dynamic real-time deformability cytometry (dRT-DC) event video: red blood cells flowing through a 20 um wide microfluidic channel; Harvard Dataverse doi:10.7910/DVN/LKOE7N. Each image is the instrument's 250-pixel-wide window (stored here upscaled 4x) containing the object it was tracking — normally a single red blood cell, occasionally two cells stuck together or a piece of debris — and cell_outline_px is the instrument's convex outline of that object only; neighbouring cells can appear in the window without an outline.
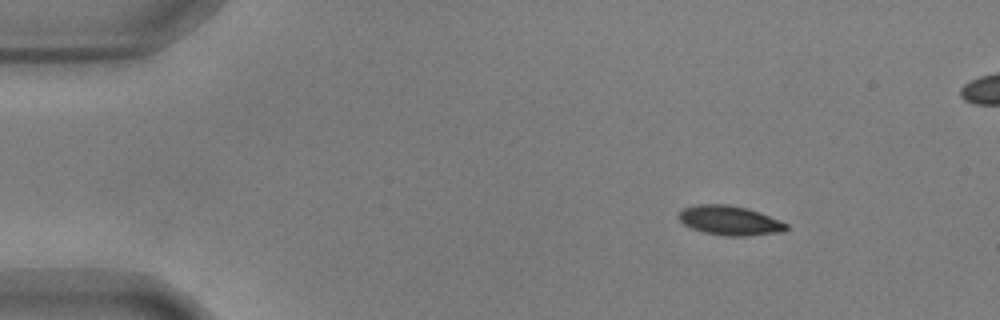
{"species": "common noctule bat (a hibernating species)", "species_latin": "Nyctalus noctula", "temperature_condition": "warm", "stored_images_in_passage": 50, "segment_of_instrument_passage": [1, 2], "camera_frame_rate_fps": 3000, "um_per_image_px": 0.085, "animal": {"sex": "male", "body_mass_g": 17.9, "forearm_length_mm": 54.2}, "frame": {"image": 1, "passage_image": 1, "time_ms": 0.0, "image_size_px": [1000, 320], "cell_outline_px": [[788, 228], [784, 232], [748, 236], [724, 236], [704, 232], [692, 228], [684, 224], [676, 216], [684, 208], [696, 204], [728, 204], [748, 208], [760, 212], [780, 220], [788, 224]], "centroid_in_image_um": [62.05, 18.74], "position_along_channel_um": 22.9, "area_um2": 18.67}}
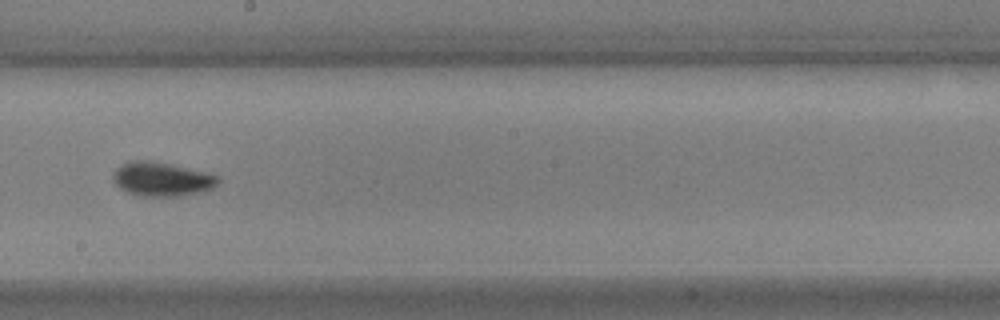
{"frame": {"image": 2, "passage_image": 25, "time_ms": 8.0, "image_size_px": [1000, 320], "cell_outline_px": [[220, 180], [212, 188], [204, 192], [180, 196], [144, 196], [128, 192], [120, 188], [112, 180], [112, 172], [116, 168], [132, 160], [152, 160], [172, 164], [220, 176]], "centroid_in_image_um": [13.75, 15.22], "position_along_channel_um": 234.4, "area_um2": 20.92}}
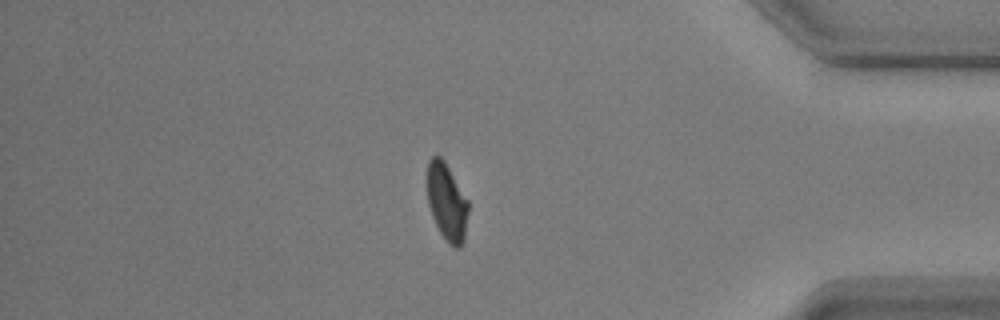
{"frame": {"image": 3, "passage_image": 41, "time_ms": 13.333, "image_size_px": [1000, 320], "cell_outline_px": [[468, 212], [464, 240], [460, 248], [456, 248], [448, 244], [440, 232], [432, 216], [428, 204], [428, 160], [432, 156], [440, 156], [444, 160], [468, 200]], "centroid_in_image_um": [37.99, 17.19], "position_along_channel_um": 397.2, "area_um2": 18.38}}